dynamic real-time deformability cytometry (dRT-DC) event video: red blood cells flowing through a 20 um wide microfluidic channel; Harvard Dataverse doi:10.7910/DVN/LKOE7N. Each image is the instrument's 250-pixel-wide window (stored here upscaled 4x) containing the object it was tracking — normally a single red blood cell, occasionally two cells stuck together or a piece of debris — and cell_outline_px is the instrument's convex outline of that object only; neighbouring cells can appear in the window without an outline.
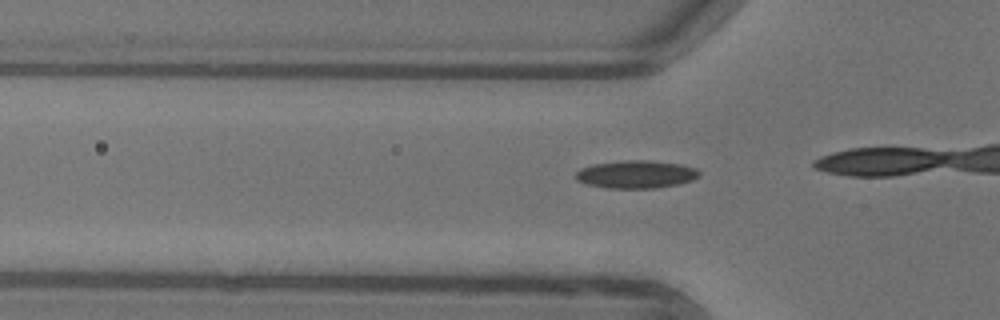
{"species": "common noctule bat (a hibernating species)", "species_latin": "Nyctalus noctula", "temperature_condition": "warm", "stored_images_in_passage": 11, "camera_frame_rate_fps": 3000, "um_per_image_px": 0.085, "animal": {"sex": "female"}, "frame": {"image": 1, "passage_image": 7, "time_ms": 2.0, "image_size_px": [1000, 320], "cell_outline_px": [[700, 176], [692, 180], [676, 184], [656, 188], [608, 188], [588, 184], [576, 180], [576, 172], [580, 168], [592, 164], [624, 160], [652, 160], [680, 164], [696, 168], [700, 172]], "centroid_in_image_um": [54.07, 14.81], "position_along_channel_um": 71.7, "area_um2": 20.06}}